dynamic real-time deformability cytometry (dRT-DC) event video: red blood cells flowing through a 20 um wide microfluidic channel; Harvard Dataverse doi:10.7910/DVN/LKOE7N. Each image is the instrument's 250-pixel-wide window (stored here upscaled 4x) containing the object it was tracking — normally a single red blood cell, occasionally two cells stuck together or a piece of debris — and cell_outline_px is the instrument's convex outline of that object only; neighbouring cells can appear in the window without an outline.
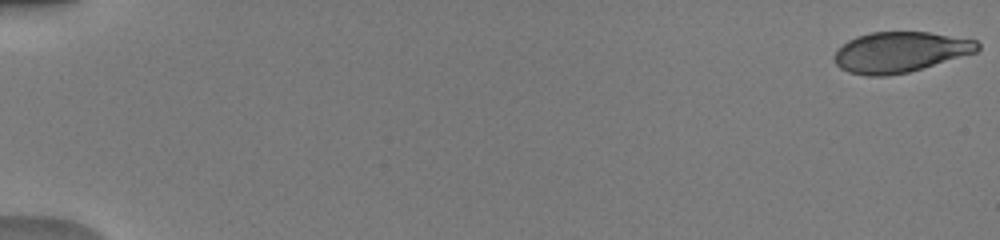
{"species": "human", "species_latin": "Homo sapiens", "temperature_condition": "warm", "stored_images_in_passage": 51, "camera_frame_rate_fps": 3000, "um_per_image_px": 0.085, "donor": {"sex": "male"}, "frame": {"image": 1, "passage_image": 1, "time_ms": 0.0, "image_size_px": [1000, 240], "cell_outline_px": [[980, 48], [976, 52], [908, 72], [888, 76], [868, 76], [848, 72], [840, 68], [836, 64], [836, 52], [848, 40], [856, 36], [872, 32], [928, 32], [976, 40], [980, 44]], "centroid_in_image_um": [76.51, 4.43], "position_along_channel_um": 8.5, "area_um2": 33.47}}
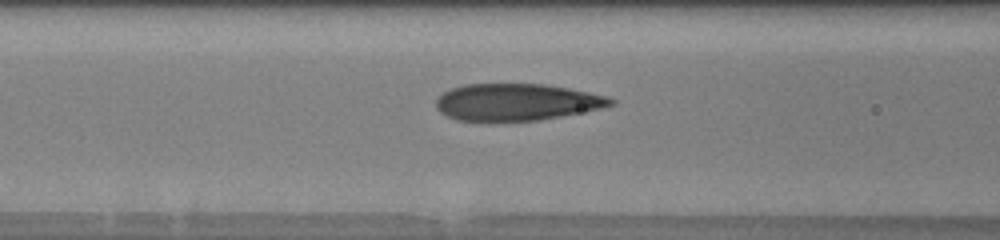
{"frame": {"image": 2, "passage_image": 23, "time_ms": 7.333, "image_size_px": [1000, 240], "cell_outline_px": [[616, 104], [584, 112], [536, 120], [480, 124], [456, 120], [440, 112], [436, 108], [436, 100], [444, 92], [452, 88], [464, 84], [544, 84], [568, 88], [608, 96], [616, 100]], "centroid_in_image_um": [43.87, 8.71], "position_along_channel_um": 122.7, "area_um2": 38.38}}
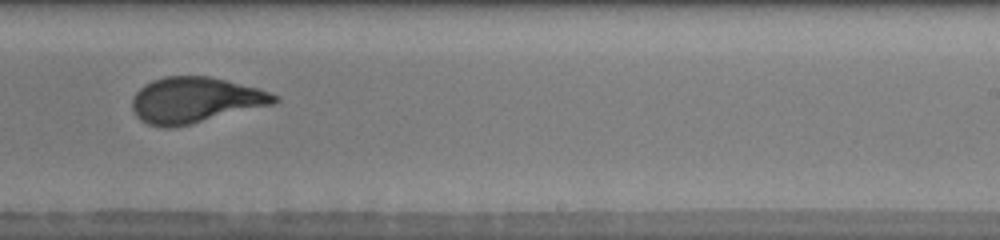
{"frame": {"image": 3, "passage_image": 34, "time_ms": 11.0, "image_size_px": [1000, 240], "cell_outline_px": [[280, 100], [272, 104], [188, 124], [168, 128], [164, 128], [148, 124], [140, 120], [136, 116], [132, 108], [132, 96], [144, 84], [152, 80], [164, 76], [208, 76], [260, 88], [280, 96]], "centroid_in_image_um": [16.56, 8.49], "position_along_channel_um": 272.4, "area_um2": 37.69}, "authors_computed_cell_mechanics": {"area_um2": 37.3388, "velocity_mm_per_s": 4.0824, "shape_relaxation_time_tau1_ms": 4.1514, "shape_relaxation_time_tau2_ms": null, "deformation_change_tau1": 0.2102, "deformation_change_tau2": null}}